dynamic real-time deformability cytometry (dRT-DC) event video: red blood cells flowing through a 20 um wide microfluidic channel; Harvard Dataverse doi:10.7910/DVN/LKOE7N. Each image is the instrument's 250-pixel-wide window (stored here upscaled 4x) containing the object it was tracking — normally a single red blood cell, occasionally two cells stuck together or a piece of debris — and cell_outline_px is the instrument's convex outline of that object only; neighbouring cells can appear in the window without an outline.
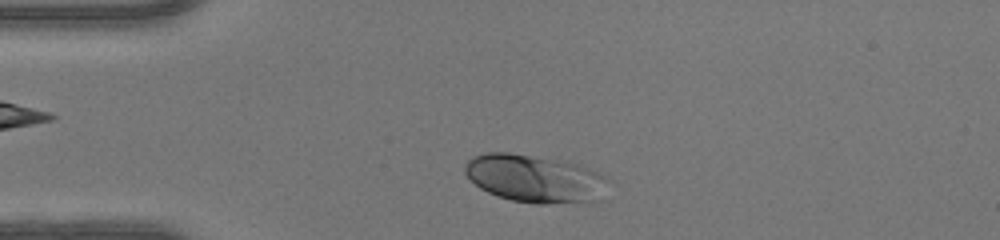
{"species": "human", "species_latin": "Homo sapiens", "temperature_condition": "warm", "stored_images_in_passage": 35, "camera_frame_rate_fps": 3000, "um_per_image_px": 0.085, "donor": {"sex": "female"}, "frame": {"image": 1, "passage_image": 3, "time_ms": 0.667, "image_size_px": [1000, 240], "cell_outline_px": [[608, 180], [600, 200], [544, 204], [536, 204], [512, 200], [488, 192], [480, 188], [464, 172], [464, 164], [472, 156], [488, 152], [508, 152], [576, 164], [588, 168], [608, 176]], "centroid_in_image_um": [45.44, 15.18], "position_along_channel_um": 39.6, "area_um2": 39.42}}
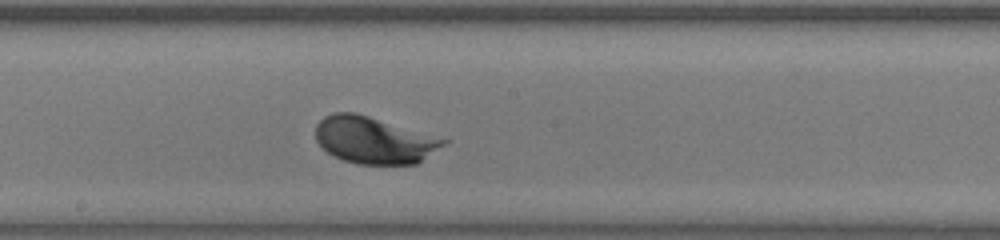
{"frame": {"image": 2, "passage_image": 18, "time_ms": 5.667, "image_size_px": [1000, 240], "cell_outline_px": [[448, 140], [444, 144], [416, 164], [356, 164], [332, 156], [316, 140], [316, 124], [324, 116], [332, 112], [356, 112]], "centroid_in_image_um": [31.73, 11.91], "position_along_channel_um": 216.5, "area_um2": 34.51}}
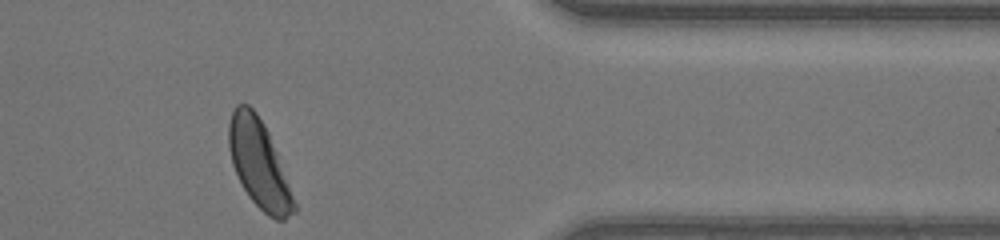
{"frame": {"image": 3, "passage_image": 32, "time_ms": 10.333, "image_size_px": [1000, 240], "cell_outline_px": [[296, 212], [284, 220], [276, 220], [268, 216], [248, 196], [232, 164], [228, 148], [228, 124], [232, 112], [236, 104], [248, 104], [256, 112], [264, 124], [268, 132], [276, 152], [296, 204]], "centroid_in_image_um": [21.99, 13.93], "position_along_channel_um": 389.4, "area_um2": 32.89}, "authors_computed_cell_mechanics": {"area_um2": 34.7378, "velocity_mm_per_s": 4.178, "shape_relaxation_time_tau1_ms": 1.2033, "shape_relaxation_time_tau2_ms": null, "deformation_change_tau1": 0.1129, "deformation_change_tau2": null}}